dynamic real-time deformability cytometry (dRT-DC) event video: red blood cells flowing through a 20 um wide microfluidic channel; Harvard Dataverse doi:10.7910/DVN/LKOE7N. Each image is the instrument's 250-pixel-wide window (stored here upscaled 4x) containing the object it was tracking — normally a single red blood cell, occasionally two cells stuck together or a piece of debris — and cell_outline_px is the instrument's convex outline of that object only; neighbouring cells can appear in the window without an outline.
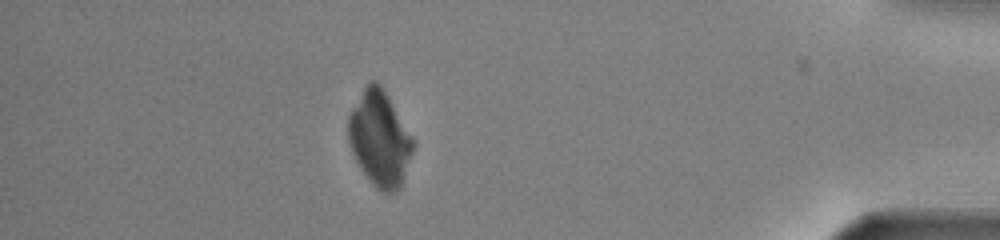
{"species": "common noctule bat (a hibernating species)", "species_latin": "Nyctalus noctula", "temperature_condition": "warm", "stored_images_in_passage": 42, "camera_frame_rate_fps": 3000, "um_per_image_px": 0.085, "animal": {"sex": "male", "body_mass_g": 13.0, "forearm_length_mm": 53.1}, "frame": {"image": 1, "passage_image": 36, "time_ms": 11.667, "image_size_px": [1000, 240], "cell_outline_px": [[412, 152], [400, 188], [396, 192], [380, 192], [372, 184], [360, 168], [352, 152], [348, 140], [348, 116], [352, 108], [364, 88], [372, 80], [376, 80], [380, 84], [388, 96], [412, 136]], "centroid_in_image_um": [32.25, 11.8], "position_along_channel_um": 403.0, "area_um2": 35.43}}